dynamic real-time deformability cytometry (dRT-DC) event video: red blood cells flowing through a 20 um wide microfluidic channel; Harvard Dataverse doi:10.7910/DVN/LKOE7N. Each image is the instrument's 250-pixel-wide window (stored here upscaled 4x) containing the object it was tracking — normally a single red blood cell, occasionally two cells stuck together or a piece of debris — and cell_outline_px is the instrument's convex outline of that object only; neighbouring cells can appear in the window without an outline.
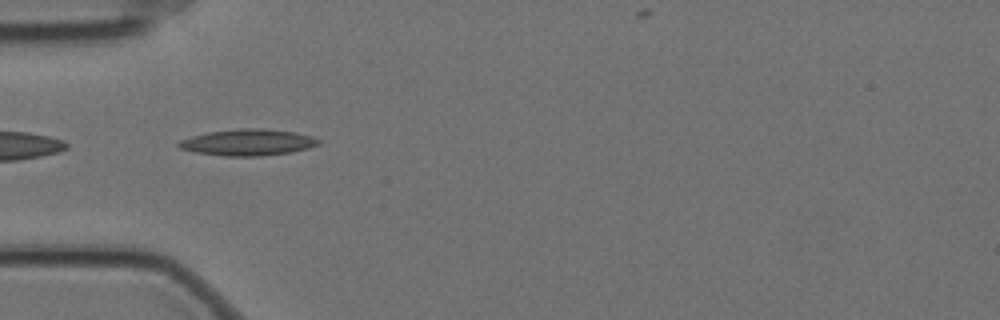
{"species": "Egyptian fruit bat (a non-hibernating species)", "species_latin": "Rousettus aegyptiacus", "temperature_condition": "cold", "stored_images_in_passage": 2, "camera_frame_rate_fps": 3000, "um_per_image_px": 0.085, "animal": {"sex": "female"}, "frame": {"image": 1, "passage_image": 1, "time_ms": 0.0, "image_size_px": [1000, 320], "cell_outline_px": [[320, 144], [308, 148], [292, 152], [260, 156], [224, 156], [192, 152], [180, 148], [176, 144], [180, 140], [192, 136], [208, 132], [240, 128], [264, 128], [296, 132], [312, 136], [320, 140]], "centroid_in_image_um": [21.07, 12.1], "position_along_channel_um": 63.9, "area_um2": 21.68}}
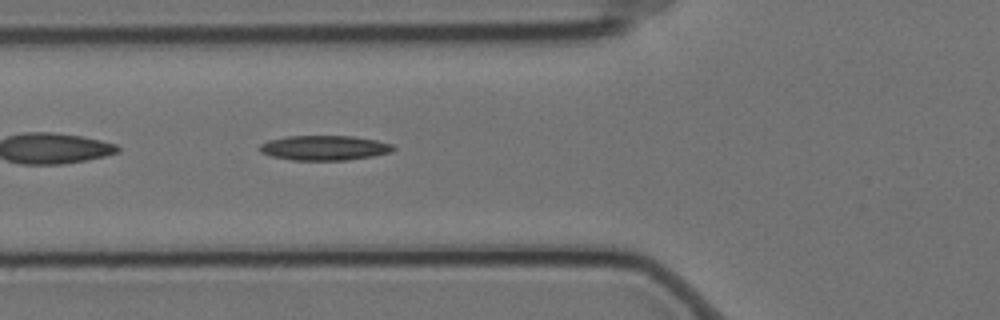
{"frame": {"image": 2, "passage_image": 2, "time_ms": 0.333, "image_size_px": [1000, 320], "cell_outline_px": [[396, 148], [392, 152], [372, 156], [348, 160], [292, 160], [272, 156], [260, 152], [256, 148], [260, 144], [268, 140], [288, 136], [352, 136], [376, 140], [392, 144]], "centroid_in_image_um": [27.55, 12.57], "position_along_channel_um": 98.2, "area_um2": 19.42}}